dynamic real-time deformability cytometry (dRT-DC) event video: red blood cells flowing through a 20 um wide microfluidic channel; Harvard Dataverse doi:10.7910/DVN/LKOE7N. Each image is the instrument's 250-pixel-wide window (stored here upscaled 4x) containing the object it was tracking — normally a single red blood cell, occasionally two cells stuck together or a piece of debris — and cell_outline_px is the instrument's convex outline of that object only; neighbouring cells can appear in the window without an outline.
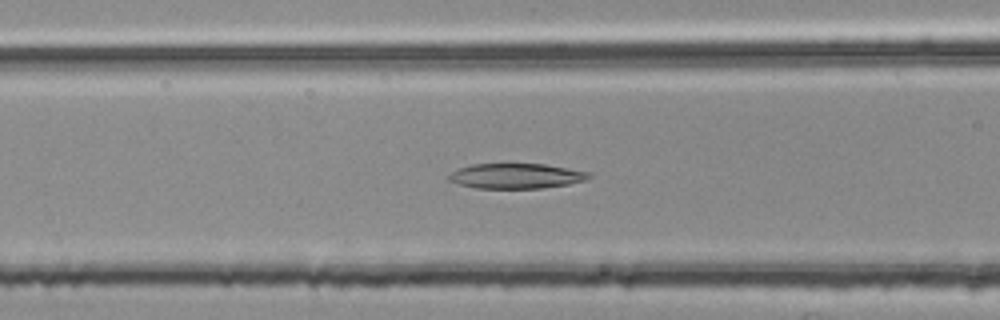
{"species": "common noctule bat (a hibernating species)", "species_latin": "Nyctalus noctula", "temperature_condition": "room temperature", "stored_images_in_passage": 54, "segment_of_instrument_passage": [2, 2], "camera_frame_rate_fps": 3000, "um_per_image_px": 0.085, "animal": {"sex": "female", "body_mass_g": 25.1}, "frame": {"image": 1, "passage_image": 21, "time_ms": 6.667, "image_size_px": [1000, 320], "cell_outline_px": [[592, 176], [584, 180], [568, 184], [540, 188], [476, 188], [460, 184], [448, 180], [448, 176], [452, 172], [460, 168], [472, 164], [544, 164], [588, 172]], "centroid_in_image_um": [43.85, 14.96], "position_along_channel_um": 122.7, "area_um2": 20.17}}
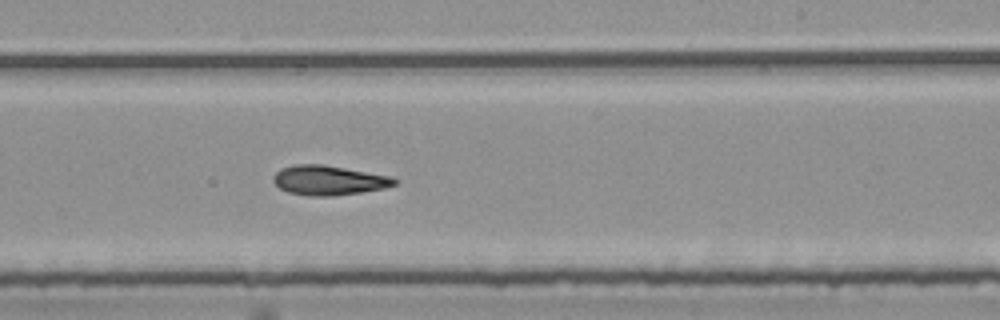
{"frame": {"image": 2, "passage_image": 32, "time_ms": 10.333, "image_size_px": [1000, 320], "cell_outline_px": [[400, 180], [396, 184], [384, 188], [360, 192], [332, 196], [308, 196], [288, 192], [280, 188], [272, 180], [272, 176], [280, 168], [296, 164], [324, 164], [388, 176]], "centroid_in_image_um": [27.9, 15.32], "position_along_channel_um": 261.1, "area_um2": 20.87}}
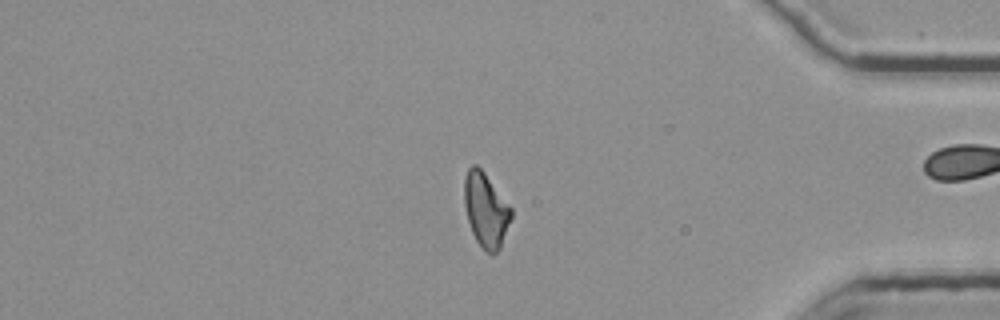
{"frame": {"image": 3, "passage_image": 45, "time_ms": 14.667, "image_size_px": [1000, 320], "cell_outline_px": [[512, 216], [500, 248], [492, 256], [476, 240], [472, 232], [468, 220], [464, 204], [464, 176], [468, 168], [472, 164], [476, 164], [484, 172], [512, 208]], "centroid_in_image_um": [41.29, 17.82], "position_along_channel_um": 393.9, "area_um2": 20.17}}